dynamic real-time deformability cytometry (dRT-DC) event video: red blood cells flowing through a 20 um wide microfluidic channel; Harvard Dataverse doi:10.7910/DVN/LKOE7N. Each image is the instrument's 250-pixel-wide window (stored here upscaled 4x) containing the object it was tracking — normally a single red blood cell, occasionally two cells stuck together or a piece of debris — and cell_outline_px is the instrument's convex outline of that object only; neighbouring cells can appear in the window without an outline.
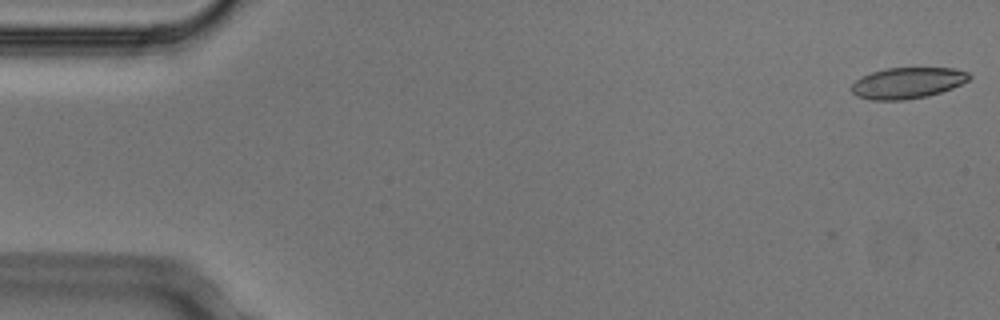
{"species": "Egyptian fruit bat (a non-hibernating species)", "species_latin": "Rousettus aegyptiacus", "temperature_condition": "cold", "stored_images_in_passage": 4, "camera_frame_rate_fps": 3000, "um_per_image_px": 0.085, "animal": {"sex": "male"}, "frame": {"image": 1, "passage_image": 1, "time_ms": 0.0, "image_size_px": [1000, 320], "cell_outline_px": [[972, 76], [968, 80], [952, 88], [928, 96], [904, 100], [872, 100], [856, 96], [852, 92], [852, 84], [856, 80], [872, 72], [884, 68], [956, 68], [968, 72]], "centroid_in_image_um": [77.15, 7.05], "position_along_channel_um": 7.9, "area_um2": 21.27}}
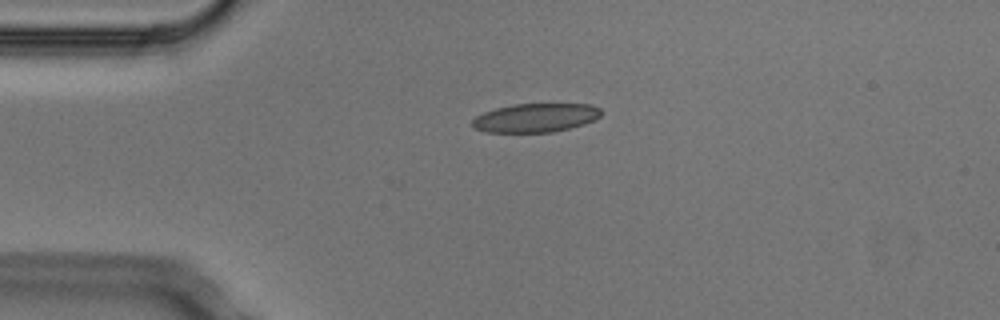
{"frame": {"image": 2, "passage_image": 4, "time_ms": 1.0, "image_size_px": [1000, 320], "cell_outline_px": [[604, 112], [600, 116], [584, 124], [552, 132], [484, 132], [476, 128], [472, 124], [472, 120], [476, 116], [484, 112], [496, 108], [512, 104], [592, 104], [600, 108]], "centroid_in_image_um": [45.54, 10.0], "position_along_channel_um": 39.5, "area_um2": 21.56}}